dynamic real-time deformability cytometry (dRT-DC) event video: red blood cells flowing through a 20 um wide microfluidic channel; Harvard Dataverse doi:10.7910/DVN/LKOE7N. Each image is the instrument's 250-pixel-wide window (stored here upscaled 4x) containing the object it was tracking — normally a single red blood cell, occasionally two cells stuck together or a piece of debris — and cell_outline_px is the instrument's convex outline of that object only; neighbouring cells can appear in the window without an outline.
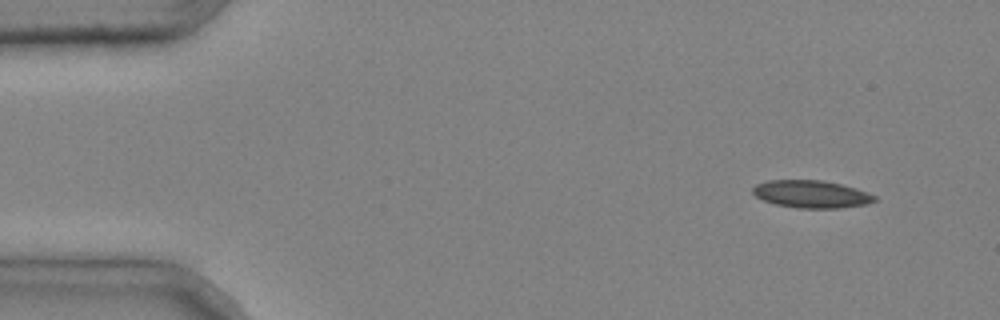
{"species": "common noctule bat (a hibernating species)", "species_latin": "Nyctalus noctula", "temperature_condition": "cold", "stored_images_in_passage": 6, "camera_frame_rate_fps": 3000, "um_per_image_px": 0.085, "animal": {"sex": "male", "body_mass_g": 20.4}, "frame": {"image": 1, "passage_image": 1, "time_ms": 0.0, "image_size_px": [1000, 320], "cell_outline_px": [[876, 200], [868, 204], [840, 208], [796, 208], [776, 204], [764, 200], [756, 196], [752, 192], [752, 188], [756, 184], [768, 180], [820, 180], [840, 184], [856, 188], [876, 196]], "centroid_in_image_um": [68.96, 16.5], "position_along_channel_um": 16.0, "area_um2": 19.48}}
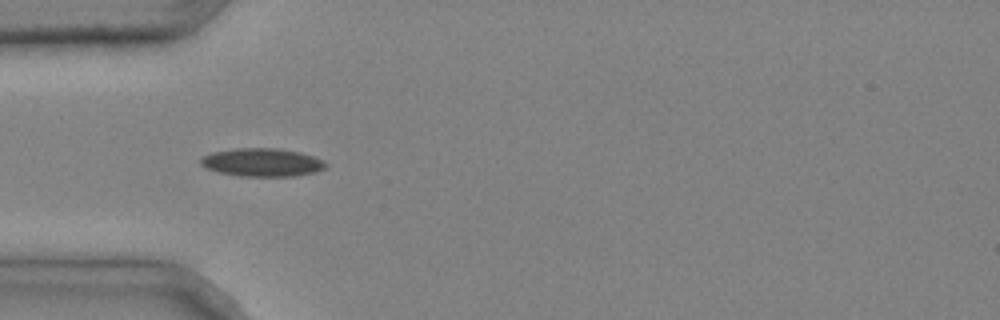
{"frame": {"image": 2, "passage_image": 4, "time_ms": 1.0, "image_size_px": [1000, 320], "cell_outline_px": [[328, 164], [324, 168], [316, 172], [292, 176], [240, 176], [220, 172], [208, 168], [200, 164], [200, 160], [204, 156], [212, 152], [236, 148], [280, 148], [300, 152], [324, 160]], "centroid_in_image_um": [22.31, 13.79], "position_along_channel_um": 62.7, "area_um2": 20.46}}